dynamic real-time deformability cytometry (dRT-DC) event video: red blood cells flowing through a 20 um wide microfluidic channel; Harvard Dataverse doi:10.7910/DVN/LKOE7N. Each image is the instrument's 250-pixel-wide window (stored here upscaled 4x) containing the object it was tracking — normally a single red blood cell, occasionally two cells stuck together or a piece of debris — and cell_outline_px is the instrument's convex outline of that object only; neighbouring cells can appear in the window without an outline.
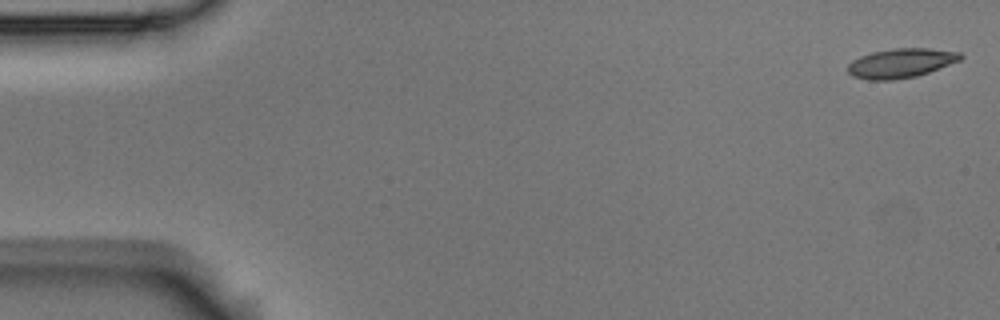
{"species": "Egyptian fruit bat (a non-hibernating species)", "species_latin": "Rousettus aegyptiacus", "temperature_condition": "room temperature", "stored_images_in_passage": 5, "camera_frame_rate_fps": 3000, "um_per_image_px": 0.085, "animal": {"sex": "male"}, "frame": {"image": 1, "passage_image": 1, "time_ms": 0.0, "image_size_px": [1000, 320], "cell_outline_px": [[964, 56], [960, 60], [928, 72], [916, 76], [892, 80], [868, 80], [852, 76], [848, 72], [848, 64], [852, 60], [860, 56], [872, 52], [892, 48], [928, 48], [960, 52]], "centroid_in_image_um": [76.55, 5.36], "position_along_channel_um": 8.4, "area_um2": 19.25}}
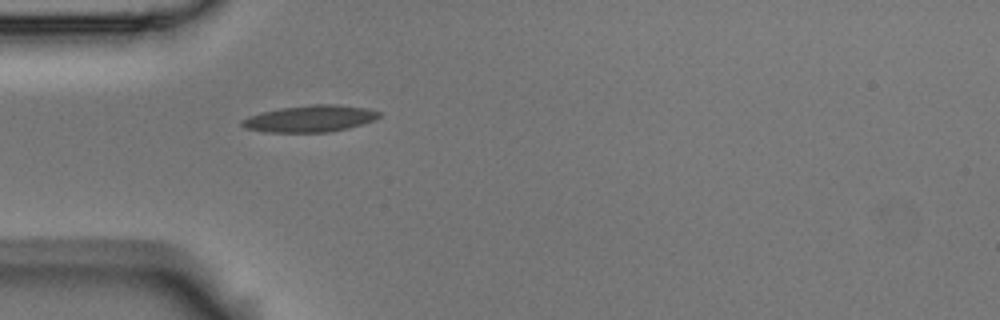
{"frame": {"image": 2, "passage_image": 5, "time_ms": 1.333, "image_size_px": [1000, 320], "cell_outline_px": [[380, 116], [372, 120], [348, 128], [332, 132], [264, 132], [244, 128], [240, 124], [240, 120], [248, 116], [260, 112], [280, 108], [312, 104], [336, 104], [368, 108], [380, 112]], "centroid_in_image_um": [26.3, 10.08], "position_along_channel_um": 58.7, "area_um2": 21.44}}